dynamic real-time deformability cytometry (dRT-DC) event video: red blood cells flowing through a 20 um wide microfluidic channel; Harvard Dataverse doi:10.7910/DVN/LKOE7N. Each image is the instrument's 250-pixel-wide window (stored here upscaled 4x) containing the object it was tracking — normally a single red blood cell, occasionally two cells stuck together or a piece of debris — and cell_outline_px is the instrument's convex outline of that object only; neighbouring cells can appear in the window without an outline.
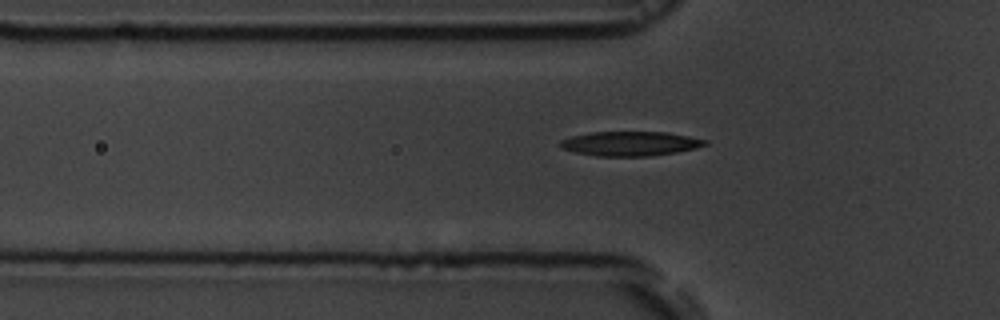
{"species": "common noctule bat (a hibernating species)", "species_latin": "Nyctalus noctula", "temperature_condition": "room temperature", "stored_images_in_passage": 10, "segment_of_instrument_passage": [1, 2], "camera_frame_rate_fps": 3000, "um_per_image_px": 0.085, "animal": {"sex": "male", "body_mass_g": 19.5, "forearm_length_mm": 54.6}, "frame": {"image": 1, "passage_image": 7, "time_ms": 2.0, "image_size_px": [1000, 320], "cell_outline_px": [[708, 144], [696, 148], [676, 152], [648, 156], [596, 156], [576, 152], [564, 148], [560, 144], [560, 140], [572, 136], [592, 132], [668, 132], [708, 140]], "centroid_in_image_um": [53.61, 12.2], "position_along_channel_um": 72.2, "area_um2": 20.46}}